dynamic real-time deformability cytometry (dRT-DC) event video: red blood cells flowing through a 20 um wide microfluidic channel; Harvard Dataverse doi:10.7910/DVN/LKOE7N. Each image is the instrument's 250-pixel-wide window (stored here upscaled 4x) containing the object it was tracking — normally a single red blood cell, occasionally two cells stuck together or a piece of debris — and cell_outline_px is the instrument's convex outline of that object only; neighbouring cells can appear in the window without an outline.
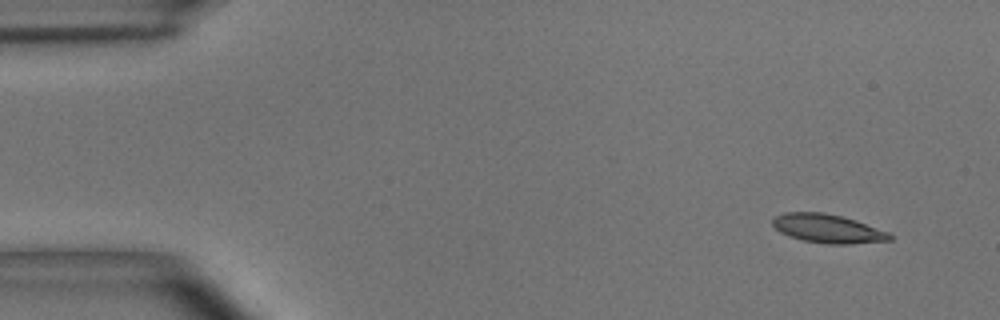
{"species": "common noctule bat (a hibernating species)", "species_latin": "Nyctalus noctula", "temperature_condition": "room temperature", "stored_images_in_passage": 4, "camera_frame_rate_fps": 3000, "um_per_image_px": 0.085, "animal": {"sex": "male", "body_mass_g": 15.6}, "frame": {"image": 1, "passage_image": 1, "time_ms": 0.0, "image_size_px": [1000, 320], "cell_outline_px": [[892, 240], [848, 244], [828, 244], [804, 240], [788, 236], [780, 232], [772, 224], [772, 220], [776, 216], [784, 212], [824, 212], [856, 220], [888, 232], [892, 236]], "centroid_in_image_um": [70.34, 19.42], "position_along_channel_um": 14.7, "area_um2": 19.48}}
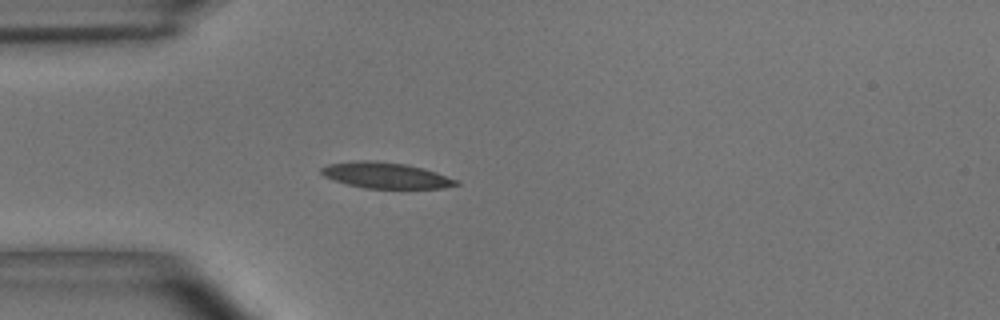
{"frame": {"image": 2, "passage_image": 4, "time_ms": 1.0, "image_size_px": [1000, 320], "cell_outline_px": [[460, 184], [444, 188], [364, 188], [348, 184], [324, 176], [320, 172], [320, 168], [328, 164], [356, 160], [376, 160], [408, 164], [424, 168], [460, 180]], "centroid_in_image_um": [32.83, 14.89], "position_along_channel_um": 52.2, "area_um2": 20.52}}